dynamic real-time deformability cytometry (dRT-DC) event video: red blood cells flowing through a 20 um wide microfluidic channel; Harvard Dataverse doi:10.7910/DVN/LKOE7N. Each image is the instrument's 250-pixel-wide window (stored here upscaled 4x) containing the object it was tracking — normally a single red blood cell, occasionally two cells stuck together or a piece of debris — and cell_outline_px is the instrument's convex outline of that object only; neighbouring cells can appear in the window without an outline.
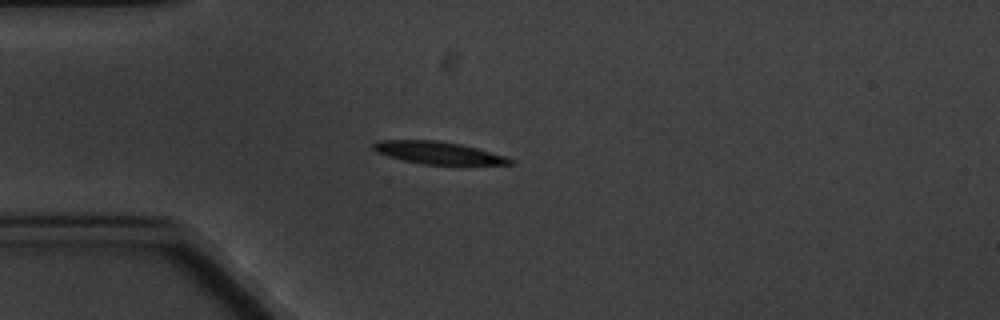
{"species": "common noctule bat (a hibernating species)", "species_latin": "Nyctalus noctula", "temperature_condition": "cold", "stored_images_in_passage": 1, "camera_frame_rate_fps": 3000, "um_per_image_px": 0.085, "animal": {"sex": "male", "body_mass_g": 20.1, "forearm_length_mm": 53.5}, "frame": {"image": 1, "passage_image": 1, "time_ms": 0.0, "image_size_px": [1000, 320], "cell_outline_px": [[512, 164], [424, 164], [404, 160], [388, 156], [376, 152], [372, 148], [372, 144], [380, 140], [436, 140], [460, 144], [508, 156], [512, 160]], "centroid_in_image_um": [37.22, 12.98], "position_along_channel_um": 47.8, "area_um2": 17.57}}